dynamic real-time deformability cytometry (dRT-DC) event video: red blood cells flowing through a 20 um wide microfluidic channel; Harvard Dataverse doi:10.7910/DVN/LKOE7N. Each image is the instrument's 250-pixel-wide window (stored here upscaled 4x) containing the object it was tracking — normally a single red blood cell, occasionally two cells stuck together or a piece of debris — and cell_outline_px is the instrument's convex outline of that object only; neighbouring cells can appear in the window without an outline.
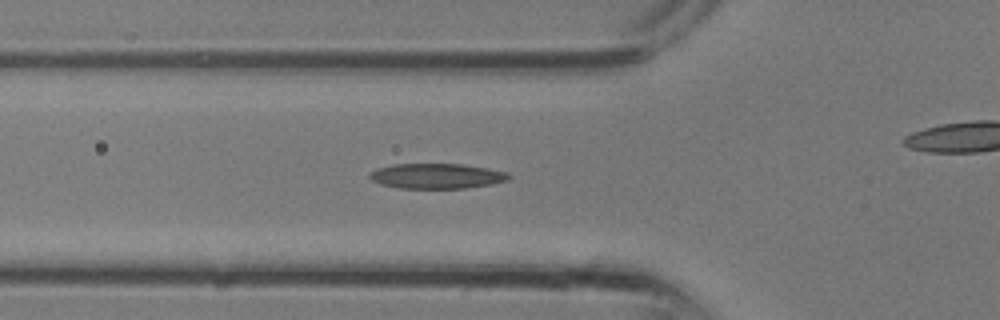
{"species": "common noctule bat (a hibernating species)", "species_latin": "Nyctalus noctula", "temperature_condition": "room temperature", "stored_images_in_passage": 26, "camera_frame_rate_fps": 3000, "um_per_image_px": 0.085, "animal": {"sex": "male", "body_mass_g": 13.3}, "frame": {"image": 1, "passage_image": 5, "time_ms": 1.333, "image_size_px": [1000, 320], "cell_outline_px": [[512, 176], [508, 180], [492, 184], [468, 188], [400, 188], [380, 184], [372, 180], [368, 176], [368, 172], [376, 168], [392, 164], [460, 164], [488, 168], [508, 172]], "centroid_in_image_um": [37.11, 14.96], "position_along_channel_um": 88.7, "area_um2": 20.58}}
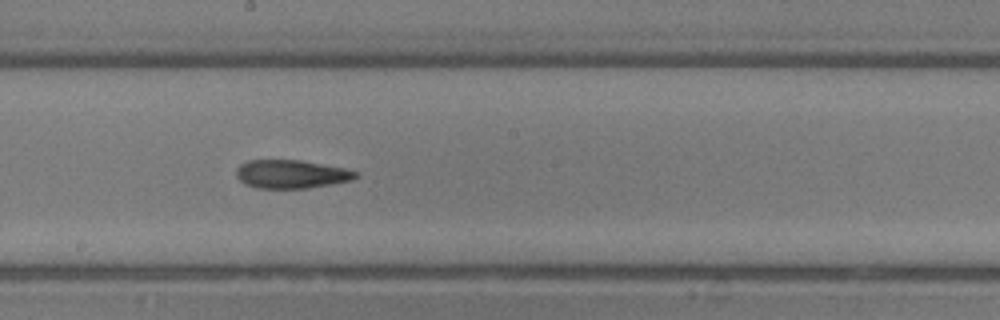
{"frame": {"image": 2, "passage_image": 11, "time_ms": 3.333, "image_size_px": [1000, 320], "cell_outline_px": [[360, 176], [352, 180], [308, 188], [256, 188], [244, 184], [236, 176], [236, 168], [240, 164], [248, 160], [300, 160], [344, 168], [360, 172]], "centroid_in_image_um": [24.76, 14.8], "position_along_channel_um": 223.4, "area_um2": 19.88}}
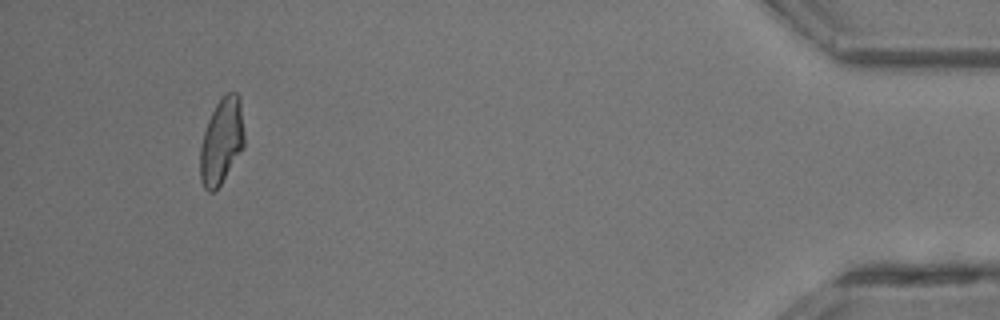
{"frame": {"image": 3, "passage_image": 26, "time_ms": 8.333, "image_size_px": [1000, 320], "cell_outline_px": [[244, 148], [220, 184], [212, 192], [208, 192], [204, 188], [200, 180], [200, 148], [204, 132], [208, 120], [216, 104], [228, 92], [236, 92], [240, 96], [244, 132]], "centroid_in_image_um": [18.84, 12.0], "position_along_channel_um": 416.4, "area_um2": 22.02}}